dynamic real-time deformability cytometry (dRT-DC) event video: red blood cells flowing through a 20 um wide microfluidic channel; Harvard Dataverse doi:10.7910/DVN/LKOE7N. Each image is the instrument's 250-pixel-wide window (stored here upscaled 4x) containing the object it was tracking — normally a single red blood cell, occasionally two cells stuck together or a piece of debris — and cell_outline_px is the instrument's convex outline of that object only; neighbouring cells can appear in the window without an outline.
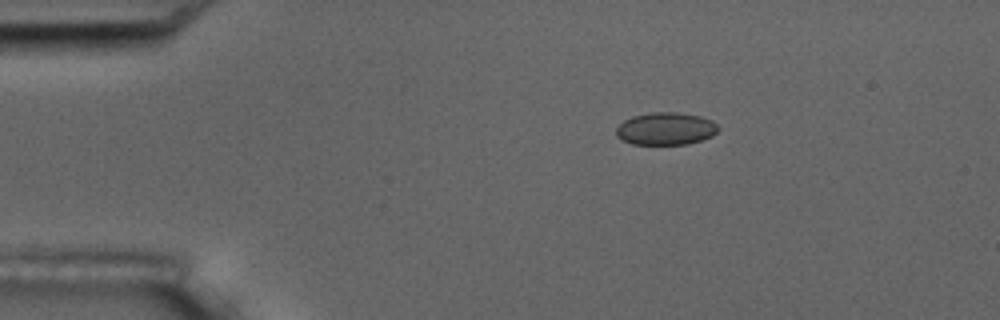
{"species": "common noctule bat (a hibernating species)", "species_latin": "Nyctalus noctula", "temperature_condition": "room temperature", "stored_images_in_passage": 3, "camera_frame_rate_fps": 3000, "um_per_image_px": 0.085, "animal": {"sex": "male", "body_mass_g": 17.5, "forearm_length_mm": 52.3}, "frame": {"image": 1, "passage_image": 1, "time_ms": 0.0, "image_size_px": [1000, 320], "cell_outline_px": [[720, 128], [712, 136], [688, 144], [632, 144], [616, 136], [616, 128], [624, 120], [632, 116], [652, 112], [676, 112], [700, 116], [712, 120]], "centroid_in_image_um": [56.59, 10.93], "position_along_channel_um": 28.4, "area_um2": 19.31}}
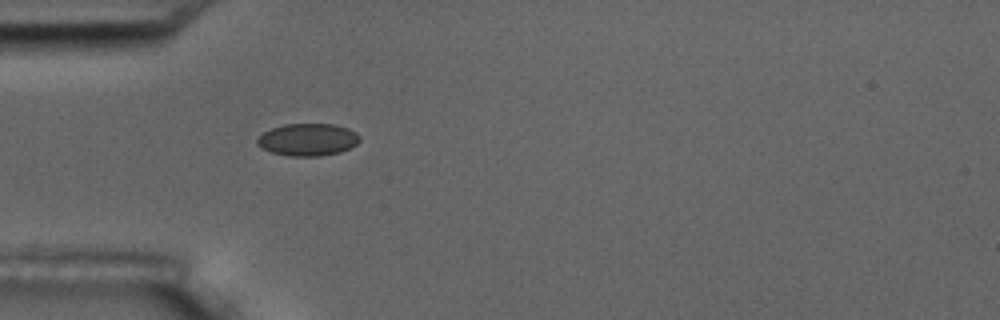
{"frame": {"image": 2, "passage_image": 3, "time_ms": 2.333, "image_size_px": [1000, 320], "cell_outline_px": [[360, 140], [356, 144], [340, 152], [320, 156], [288, 156], [272, 152], [260, 148], [256, 144], [256, 140], [264, 132], [272, 128], [284, 124], [336, 124], [348, 128], [356, 132], [360, 136]], "centroid_in_image_um": [26.16, 11.87], "position_along_channel_um": 58.8, "area_um2": 19.36}}